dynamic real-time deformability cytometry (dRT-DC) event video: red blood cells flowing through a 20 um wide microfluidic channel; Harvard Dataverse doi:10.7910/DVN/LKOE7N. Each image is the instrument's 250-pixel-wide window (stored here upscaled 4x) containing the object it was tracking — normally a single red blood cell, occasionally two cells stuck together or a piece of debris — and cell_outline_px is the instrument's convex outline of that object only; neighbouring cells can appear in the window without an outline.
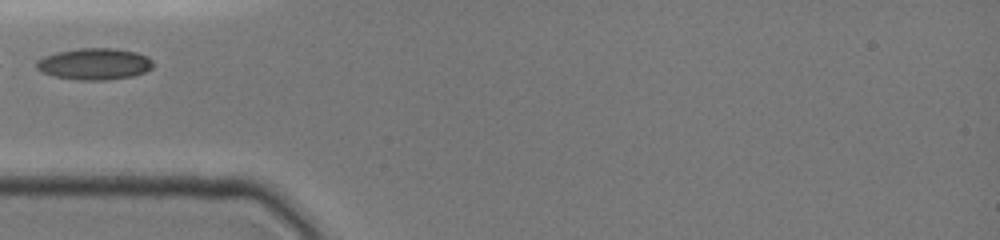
{"species": "common noctule bat (a hibernating species)", "species_latin": "Nyctalus noctula", "temperature_condition": "cold", "stored_images_in_passage": 14, "camera_frame_rate_fps": 3000, "um_per_image_px": 0.085, "animal": {"sex": "female", "body_mass_g": 19.0, "forearm_length_mm": 51.5}, "frame": {"image": 1, "passage_image": 1, "time_ms": 0.0, "image_size_px": [1000, 240], "cell_outline_px": [[156, 64], [152, 68], [144, 72], [132, 76], [108, 80], [76, 80], [52, 76], [36, 68], [36, 60], [44, 56], [56, 52], [80, 48], [112, 48], [136, 52], [152, 60]], "centroid_in_image_um": [8.02, 5.44], "position_along_channel_um": 77.0, "area_um2": 21.5}}